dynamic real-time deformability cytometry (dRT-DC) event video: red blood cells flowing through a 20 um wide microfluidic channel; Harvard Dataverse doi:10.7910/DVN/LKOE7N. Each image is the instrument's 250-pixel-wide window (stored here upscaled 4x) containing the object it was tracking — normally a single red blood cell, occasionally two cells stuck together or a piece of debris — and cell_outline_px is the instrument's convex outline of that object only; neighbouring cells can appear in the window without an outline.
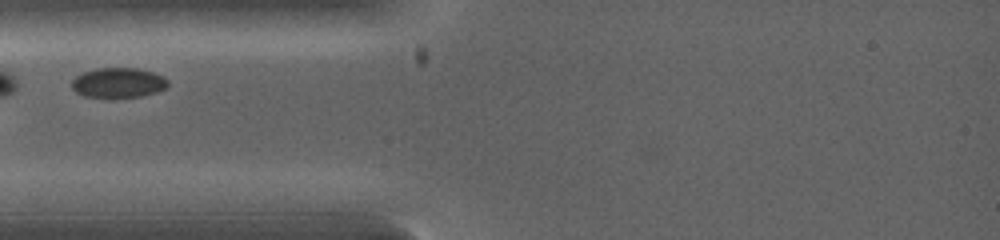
{"species": "common noctule bat (a hibernating species)", "species_latin": "Nyctalus noctula", "temperature_condition": "warm", "stored_images_in_passage": 2, "camera_frame_rate_fps": 5000, "um_per_image_px": 0.085, "animal": {"sex": "female", "body_mass_g": 19.0, "forearm_length_mm": 53.3}, "frame": {"image": 1, "passage_image": 2, "time_ms": 0.8, "image_size_px": [1000, 240], "cell_outline_px": [[168, 84], [164, 88], [156, 92], [140, 96], [112, 100], [84, 96], [76, 92], [72, 88], [72, 80], [76, 76], [84, 72], [96, 68], [136, 68], [152, 72], [168, 80]], "centroid_in_image_um": [10.0, 7.07], "position_along_channel_um": 75.0, "area_um2": 17.11}}